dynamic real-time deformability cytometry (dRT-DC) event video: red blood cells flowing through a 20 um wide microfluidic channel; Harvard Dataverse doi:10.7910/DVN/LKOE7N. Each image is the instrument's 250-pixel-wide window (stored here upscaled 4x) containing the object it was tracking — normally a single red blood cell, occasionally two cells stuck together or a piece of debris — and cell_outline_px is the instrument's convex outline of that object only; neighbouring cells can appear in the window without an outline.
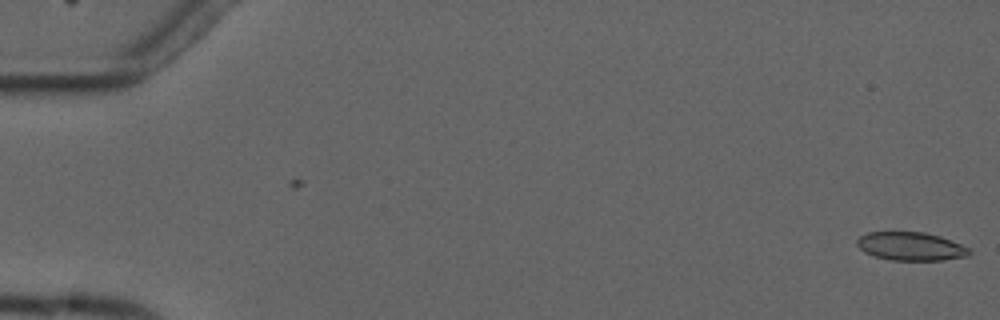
{"species": "common noctule bat (a hibernating species)", "species_latin": "Nyctalus noctula", "temperature_condition": "cold", "stored_images_in_passage": 4, "camera_frame_rate_fps": 3000, "um_per_image_px": 0.085, "animal": {"sex": "male", "forearm_length_mm": 52.5}, "frame": {"image": 1, "passage_image": 1, "time_ms": 0.0, "image_size_px": [1000, 320], "cell_outline_px": [[972, 252], [968, 256], [944, 260], [892, 260], [876, 256], [864, 252], [856, 244], [856, 240], [860, 236], [868, 232], [924, 232], [940, 236], [972, 248]], "centroid_in_image_um": [77.46, 20.93], "position_along_channel_um": 7.5, "area_um2": 18.67}}